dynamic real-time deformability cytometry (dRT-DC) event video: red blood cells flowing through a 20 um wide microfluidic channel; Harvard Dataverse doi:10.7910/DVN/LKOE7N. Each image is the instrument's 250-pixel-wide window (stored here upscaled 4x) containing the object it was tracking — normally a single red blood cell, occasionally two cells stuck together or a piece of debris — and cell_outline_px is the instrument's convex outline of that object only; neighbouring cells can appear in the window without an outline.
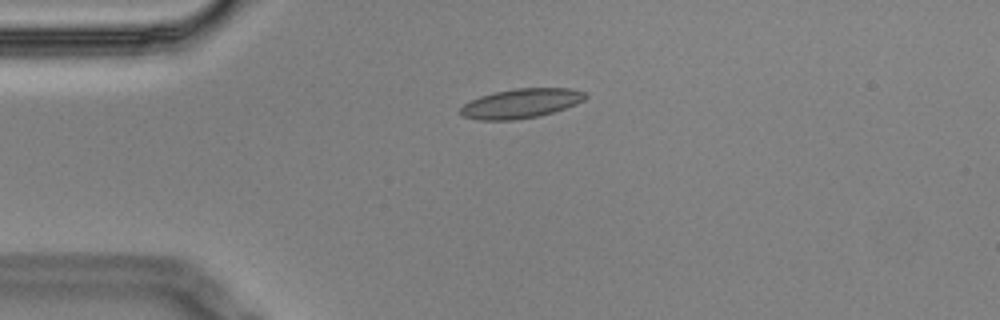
{"species": "Egyptian fruit bat (a non-hibernating species)", "species_latin": "Rousettus aegyptiacus", "temperature_condition": "cold", "stored_images_in_passage": 5, "camera_frame_rate_fps": 3000, "um_per_image_px": 0.085, "animal": {"sex": "male"}, "frame": {"image": 1, "passage_image": 3, "time_ms": 0.667, "image_size_px": [1000, 320], "cell_outline_px": [[588, 96], [584, 100], [576, 104], [552, 112], [536, 116], [512, 120], [480, 120], [464, 116], [460, 112], [460, 108], [464, 104], [480, 96], [496, 92], [516, 88], [572, 88], [584, 92]], "centroid_in_image_um": [44.3, 8.78], "position_along_channel_um": 40.7, "area_um2": 21.15}}
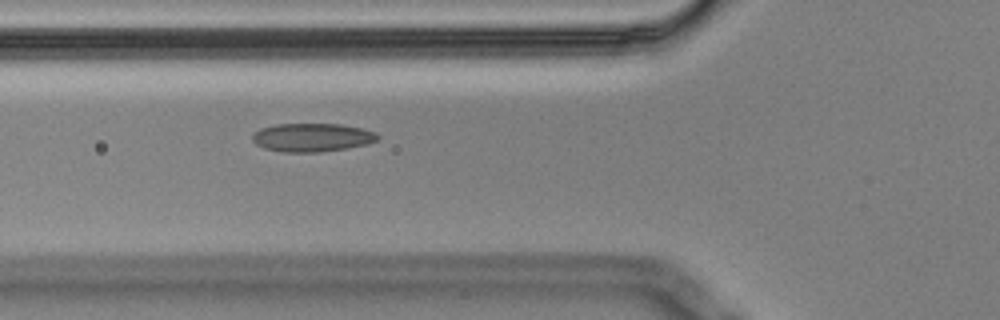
{"frame": {"image": 2, "passage_image": 5, "time_ms": 1.333, "image_size_px": [1000, 320], "cell_outline_px": [[380, 136], [376, 140], [368, 144], [348, 148], [320, 152], [284, 152], [264, 148], [256, 144], [252, 140], [252, 136], [260, 128], [276, 124], [340, 124], [360, 128], [376, 132]], "centroid_in_image_um": [26.54, 11.68], "position_along_channel_um": 99.3, "area_um2": 20.75}}